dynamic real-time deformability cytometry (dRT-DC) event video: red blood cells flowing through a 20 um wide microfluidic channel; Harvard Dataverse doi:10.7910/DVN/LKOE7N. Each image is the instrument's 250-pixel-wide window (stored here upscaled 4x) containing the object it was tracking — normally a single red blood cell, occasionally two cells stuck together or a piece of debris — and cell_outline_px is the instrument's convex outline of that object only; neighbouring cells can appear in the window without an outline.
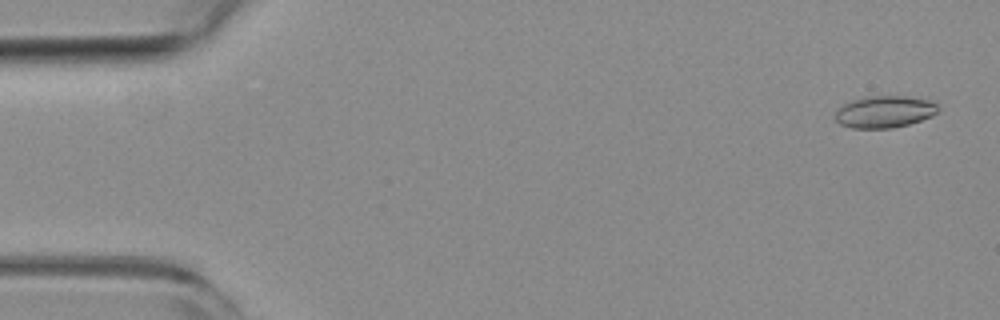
{"species": "common noctule bat (a hibernating species)", "species_latin": "Nyctalus noctula", "temperature_condition": "room temperature", "stored_images_in_passage": 23, "camera_frame_rate_fps": 3000, "um_per_image_px": 0.085, "animal": {"sex": "female", "body_mass_g": 19.3, "forearm_length_mm": 54.1}, "frame": {"image": 1, "passage_image": 2, "time_ms": 0.333, "image_size_px": [1000, 320], "cell_outline_px": [[936, 112], [932, 116], [908, 124], [892, 128], [852, 128], [840, 124], [836, 120], [836, 112], [844, 104], [852, 100], [868, 96], [904, 96], [928, 100], [936, 104]], "centroid_in_image_um": [75.16, 9.5], "position_along_channel_um": 9.8, "area_um2": 18.79}}
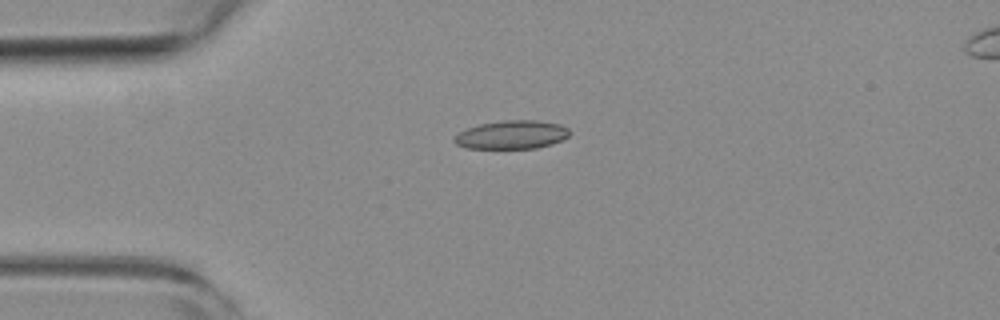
{"frame": {"image": 2, "passage_image": 13, "time_ms": 4.0, "image_size_px": [1000, 320], "cell_outline_px": [[568, 136], [552, 144], [536, 148], [464, 148], [456, 144], [452, 140], [460, 132], [468, 128], [480, 124], [504, 120], [536, 120], [560, 124], [568, 128]], "centroid_in_image_um": [43.48, 11.45], "position_along_channel_um": 41.5, "area_um2": 18.96}}
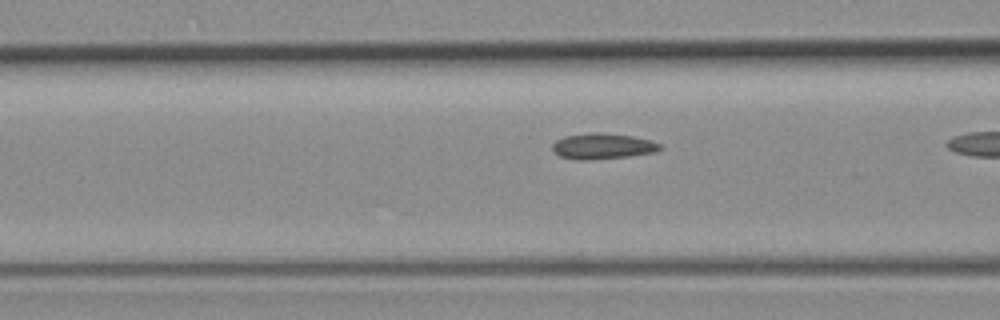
{"frame": {"image": 3, "passage_image": 19, "time_ms": 6.0, "image_size_px": [1000, 320], "cell_outline_px": [[664, 148], [656, 152], [628, 156], [588, 160], [576, 160], [560, 156], [552, 148], [552, 144], [556, 140], [564, 136], [592, 132], [596, 132], [632, 136], [648, 140], [660, 144]], "centroid_in_image_um": [51.22, 12.43], "position_along_channel_um": 115.4, "area_um2": 16.07}}